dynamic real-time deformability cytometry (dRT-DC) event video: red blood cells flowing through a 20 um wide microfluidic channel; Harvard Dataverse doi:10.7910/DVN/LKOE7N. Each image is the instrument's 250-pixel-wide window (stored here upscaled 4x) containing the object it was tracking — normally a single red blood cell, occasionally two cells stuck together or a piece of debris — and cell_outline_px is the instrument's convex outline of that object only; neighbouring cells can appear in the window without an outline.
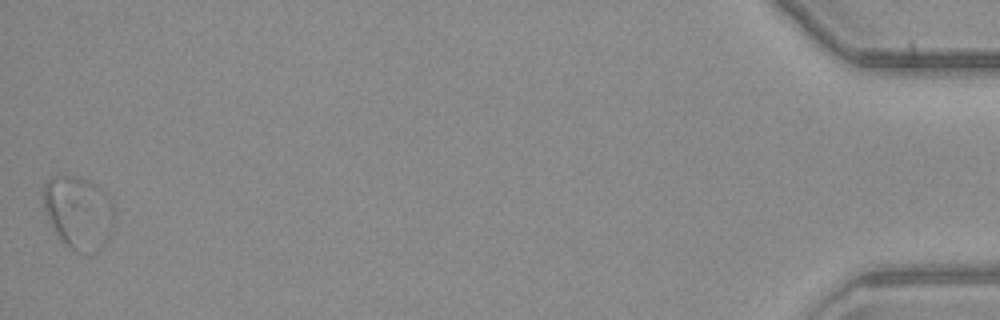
{"species": "common noctule bat (a hibernating species)", "species_latin": "Nyctalus noctula", "temperature_condition": "warm", "stored_images_in_passage": 41, "segment_of_instrument_passage": [2, 2], "camera_frame_rate_fps": 3000, "um_per_image_px": 0.085, "animal": {"sex": "male", "body_mass_g": 23.1, "forearm_length_mm": 52.7}, "frame": {"image": 1, "passage_image": 41, "time_ms": 13.333, "image_size_px": [1000, 320], "cell_outline_px": [[112, 228], [104, 244], [96, 252], [76, 252], [68, 248], [60, 240], [48, 220], [44, 208], [44, 184], [48, 180], [56, 176], [76, 176], [88, 180], [96, 184], [108, 192], [112, 204]], "centroid_in_image_um": [6.67, 18.06], "position_along_channel_um": 428.5, "area_um2": 30.11}}